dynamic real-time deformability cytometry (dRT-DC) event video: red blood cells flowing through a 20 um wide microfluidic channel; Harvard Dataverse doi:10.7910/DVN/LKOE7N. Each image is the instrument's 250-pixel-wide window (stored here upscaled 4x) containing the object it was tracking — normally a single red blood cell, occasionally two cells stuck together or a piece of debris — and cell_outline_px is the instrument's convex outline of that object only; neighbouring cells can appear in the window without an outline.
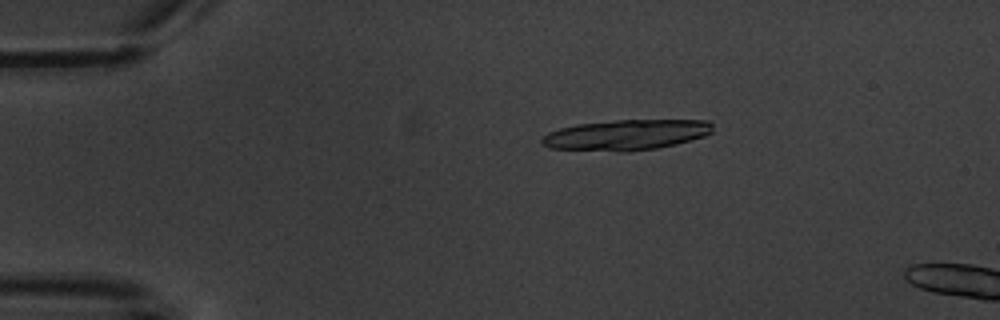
{"species": "common noctule bat (a hibernating species)", "species_latin": "Nyctalus noctula", "temperature_condition": "warm", "stored_images_in_passage": 4, "camera_frame_rate_fps": 3000, "um_per_image_px": 0.085, "animal": {"sex": "male", "body_mass_g": 20.1, "forearm_length_mm": 53.5}, "frame": {"image": 1, "passage_image": 3, "time_ms": 3.0, "image_size_px": [1000, 320], "cell_outline_px": [[712, 132], [704, 136], [676, 144], [656, 148], [628, 152], [620, 152], [548, 148], [540, 144], [540, 140], [548, 132], [560, 128], [576, 124], [616, 120], [708, 120], [712, 124]], "centroid_in_image_um": [53.19, 11.47], "position_along_channel_um": 31.8, "area_um2": 30.52}}